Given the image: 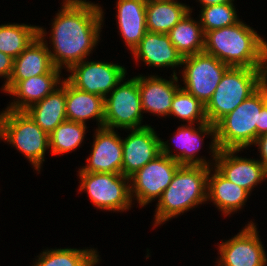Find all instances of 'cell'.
I'll list each match as a JSON object with an SVG mask.
<instances>
[{
	"label": "cell",
	"instance_id": "obj_8",
	"mask_svg": "<svg viewBox=\"0 0 267 266\" xmlns=\"http://www.w3.org/2000/svg\"><path fill=\"white\" fill-rule=\"evenodd\" d=\"M109 97V98H108ZM142 103L138 80L133 77L121 82L104 98V127L107 129H137L141 125Z\"/></svg>",
	"mask_w": 267,
	"mask_h": 266
},
{
	"label": "cell",
	"instance_id": "obj_5",
	"mask_svg": "<svg viewBox=\"0 0 267 266\" xmlns=\"http://www.w3.org/2000/svg\"><path fill=\"white\" fill-rule=\"evenodd\" d=\"M267 80V68L230 67L205 105L209 123L216 125Z\"/></svg>",
	"mask_w": 267,
	"mask_h": 266
},
{
	"label": "cell",
	"instance_id": "obj_19",
	"mask_svg": "<svg viewBox=\"0 0 267 266\" xmlns=\"http://www.w3.org/2000/svg\"><path fill=\"white\" fill-rule=\"evenodd\" d=\"M136 61L154 67H182L183 57L178 53L168 34L147 31L131 52Z\"/></svg>",
	"mask_w": 267,
	"mask_h": 266
},
{
	"label": "cell",
	"instance_id": "obj_28",
	"mask_svg": "<svg viewBox=\"0 0 267 266\" xmlns=\"http://www.w3.org/2000/svg\"><path fill=\"white\" fill-rule=\"evenodd\" d=\"M38 35L39 26L2 24L0 25V51L15 59Z\"/></svg>",
	"mask_w": 267,
	"mask_h": 266
},
{
	"label": "cell",
	"instance_id": "obj_21",
	"mask_svg": "<svg viewBox=\"0 0 267 266\" xmlns=\"http://www.w3.org/2000/svg\"><path fill=\"white\" fill-rule=\"evenodd\" d=\"M146 3L147 0H118L116 4L118 29L131 52L147 32Z\"/></svg>",
	"mask_w": 267,
	"mask_h": 266
},
{
	"label": "cell",
	"instance_id": "obj_17",
	"mask_svg": "<svg viewBox=\"0 0 267 266\" xmlns=\"http://www.w3.org/2000/svg\"><path fill=\"white\" fill-rule=\"evenodd\" d=\"M94 137L91 155L86 159L87 166L79 169V172L122 174L121 137L114 130L105 127L97 128Z\"/></svg>",
	"mask_w": 267,
	"mask_h": 266
},
{
	"label": "cell",
	"instance_id": "obj_18",
	"mask_svg": "<svg viewBox=\"0 0 267 266\" xmlns=\"http://www.w3.org/2000/svg\"><path fill=\"white\" fill-rule=\"evenodd\" d=\"M135 78L138 80L142 110L158 116H169L172 99L176 91L180 88L176 84L178 77L175 70L173 71L171 80H166L155 75L149 77L138 75Z\"/></svg>",
	"mask_w": 267,
	"mask_h": 266
},
{
	"label": "cell",
	"instance_id": "obj_9",
	"mask_svg": "<svg viewBox=\"0 0 267 266\" xmlns=\"http://www.w3.org/2000/svg\"><path fill=\"white\" fill-rule=\"evenodd\" d=\"M181 87L206 105L212 97L224 73L230 68L216 57L205 52L184 57Z\"/></svg>",
	"mask_w": 267,
	"mask_h": 266
},
{
	"label": "cell",
	"instance_id": "obj_35",
	"mask_svg": "<svg viewBox=\"0 0 267 266\" xmlns=\"http://www.w3.org/2000/svg\"><path fill=\"white\" fill-rule=\"evenodd\" d=\"M202 7L204 6H210L215 4H224L228 2H233L234 0H198Z\"/></svg>",
	"mask_w": 267,
	"mask_h": 266
},
{
	"label": "cell",
	"instance_id": "obj_31",
	"mask_svg": "<svg viewBox=\"0 0 267 266\" xmlns=\"http://www.w3.org/2000/svg\"><path fill=\"white\" fill-rule=\"evenodd\" d=\"M200 24L204 34L214 29L231 26L239 21L233 2L201 7Z\"/></svg>",
	"mask_w": 267,
	"mask_h": 266
},
{
	"label": "cell",
	"instance_id": "obj_16",
	"mask_svg": "<svg viewBox=\"0 0 267 266\" xmlns=\"http://www.w3.org/2000/svg\"><path fill=\"white\" fill-rule=\"evenodd\" d=\"M130 132L122 139V174L128 178L160 154L161 140L149 125Z\"/></svg>",
	"mask_w": 267,
	"mask_h": 266
},
{
	"label": "cell",
	"instance_id": "obj_3",
	"mask_svg": "<svg viewBox=\"0 0 267 266\" xmlns=\"http://www.w3.org/2000/svg\"><path fill=\"white\" fill-rule=\"evenodd\" d=\"M209 167L181 165L156 204L154 226L207 201Z\"/></svg>",
	"mask_w": 267,
	"mask_h": 266
},
{
	"label": "cell",
	"instance_id": "obj_32",
	"mask_svg": "<svg viewBox=\"0 0 267 266\" xmlns=\"http://www.w3.org/2000/svg\"><path fill=\"white\" fill-rule=\"evenodd\" d=\"M14 65V58L0 51V77L5 78V84L9 81Z\"/></svg>",
	"mask_w": 267,
	"mask_h": 266
},
{
	"label": "cell",
	"instance_id": "obj_33",
	"mask_svg": "<svg viewBox=\"0 0 267 266\" xmlns=\"http://www.w3.org/2000/svg\"><path fill=\"white\" fill-rule=\"evenodd\" d=\"M254 145H258L260 149L261 160H259L267 168V133L257 137Z\"/></svg>",
	"mask_w": 267,
	"mask_h": 266
},
{
	"label": "cell",
	"instance_id": "obj_7",
	"mask_svg": "<svg viewBox=\"0 0 267 266\" xmlns=\"http://www.w3.org/2000/svg\"><path fill=\"white\" fill-rule=\"evenodd\" d=\"M80 191H86L95 207L108 211H126L132 206L130 178L116 173L79 172Z\"/></svg>",
	"mask_w": 267,
	"mask_h": 266
},
{
	"label": "cell",
	"instance_id": "obj_1",
	"mask_svg": "<svg viewBox=\"0 0 267 266\" xmlns=\"http://www.w3.org/2000/svg\"><path fill=\"white\" fill-rule=\"evenodd\" d=\"M103 10L86 0H64L62 9L53 18L50 50L56 68L67 70L79 63L94 49L100 39Z\"/></svg>",
	"mask_w": 267,
	"mask_h": 266
},
{
	"label": "cell",
	"instance_id": "obj_27",
	"mask_svg": "<svg viewBox=\"0 0 267 266\" xmlns=\"http://www.w3.org/2000/svg\"><path fill=\"white\" fill-rule=\"evenodd\" d=\"M95 249L58 248L45 250L32 266H95L100 260Z\"/></svg>",
	"mask_w": 267,
	"mask_h": 266
},
{
	"label": "cell",
	"instance_id": "obj_15",
	"mask_svg": "<svg viewBox=\"0 0 267 266\" xmlns=\"http://www.w3.org/2000/svg\"><path fill=\"white\" fill-rule=\"evenodd\" d=\"M239 151L240 149L219 150L213 164L228 181L250 193L253 187L266 180L267 168L259 160L235 156Z\"/></svg>",
	"mask_w": 267,
	"mask_h": 266
},
{
	"label": "cell",
	"instance_id": "obj_4",
	"mask_svg": "<svg viewBox=\"0 0 267 266\" xmlns=\"http://www.w3.org/2000/svg\"><path fill=\"white\" fill-rule=\"evenodd\" d=\"M267 103V80L232 112L216 125V142L219 150L245 149L256 141V125L260 111Z\"/></svg>",
	"mask_w": 267,
	"mask_h": 266
},
{
	"label": "cell",
	"instance_id": "obj_29",
	"mask_svg": "<svg viewBox=\"0 0 267 266\" xmlns=\"http://www.w3.org/2000/svg\"><path fill=\"white\" fill-rule=\"evenodd\" d=\"M86 124L66 120L49 134L52 154H63L80 147L86 133Z\"/></svg>",
	"mask_w": 267,
	"mask_h": 266
},
{
	"label": "cell",
	"instance_id": "obj_6",
	"mask_svg": "<svg viewBox=\"0 0 267 266\" xmlns=\"http://www.w3.org/2000/svg\"><path fill=\"white\" fill-rule=\"evenodd\" d=\"M0 139L17 148L40 172L45 151L49 149V135L26 111L6 109L0 113Z\"/></svg>",
	"mask_w": 267,
	"mask_h": 266
},
{
	"label": "cell",
	"instance_id": "obj_30",
	"mask_svg": "<svg viewBox=\"0 0 267 266\" xmlns=\"http://www.w3.org/2000/svg\"><path fill=\"white\" fill-rule=\"evenodd\" d=\"M170 115H174L189 124H203L208 122L205 114V105L183 88H179L173 99Z\"/></svg>",
	"mask_w": 267,
	"mask_h": 266
},
{
	"label": "cell",
	"instance_id": "obj_11",
	"mask_svg": "<svg viewBox=\"0 0 267 266\" xmlns=\"http://www.w3.org/2000/svg\"><path fill=\"white\" fill-rule=\"evenodd\" d=\"M71 75L66 80L75 88L102 96H106L125 79V67L99 61L83 60L72 65L69 69Z\"/></svg>",
	"mask_w": 267,
	"mask_h": 266
},
{
	"label": "cell",
	"instance_id": "obj_13",
	"mask_svg": "<svg viewBox=\"0 0 267 266\" xmlns=\"http://www.w3.org/2000/svg\"><path fill=\"white\" fill-rule=\"evenodd\" d=\"M217 266H266L267 254L255 223L250 221L237 235L218 246Z\"/></svg>",
	"mask_w": 267,
	"mask_h": 266
},
{
	"label": "cell",
	"instance_id": "obj_23",
	"mask_svg": "<svg viewBox=\"0 0 267 266\" xmlns=\"http://www.w3.org/2000/svg\"><path fill=\"white\" fill-rule=\"evenodd\" d=\"M67 120L86 124L87 119H96L98 128L104 127V98L81 91L66 80Z\"/></svg>",
	"mask_w": 267,
	"mask_h": 266
},
{
	"label": "cell",
	"instance_id": "obj_25",
	"mask_svg": "<svg viewBox=\"0 0 267 266\" xmlns=\"http://www.w3.org/2000/svg\"><path fill=\"white\" fill-rule=\"evenodd\" d=\"M189 11V6L176 0H147V31L168 34Z\"/></svg>",
	"mask_w": 267,
	"mask_h": 266
},
{
	"label": "cell",
	"instance_id": "obj_20",
	"mask_svg": "<svg viewBox=\"0 0 267 266\" xmlns=\"http://www.w3.org/2000/svg\"><path fill=\"white\" fill-rule=\"evenodd\" d=\"M61 72H48L39 76H33L20 80L8 93L17 97V101L11 102L6 109L25 111L31 105L41 101L51 94L57 85H61Z\"/></svg>",
	"mask_w": 267,
	"mask_h": 266
},
{
	"label": "cell",
	"instance_id": "obj_2",
	"mask_svg": "<svg viewBox=\"0 0 267 266\" xmlns=\"http://www.w3.org/2000/svg\"><path fill=\"white\" fill-rule=\"evenodd\" d=\"M203 52L230 67L267 68V42L240 20L206 32Z\"/></svg>",
	"mask_w": 267,
	"mask_h": 266
},
{
	"label": "cell",
	"instance_id": "obj_14",
	"mask_svg": "<svg viewBox=\"0 0 267 266\" xmlns=\"http://www.w3.org/2000/svg\"><path fill=\"white\" fill-rule=\"evenodd\" d=\"M45 30L39 27V35L30 45L14 59L13 71L9 81L2 87L8 93L20 80L33 76L47 74L48 72H61L52 62Z\"/></svg>",
	"mask_w": 267,
	"mask_h": 266
},
{
	"label": "cell",
	"instance_id": "obj_34",
	"mask_svg": "<svg viewBox=\"0 0 267 266\" xmlns=\"http://www.w3.org/2000/svg\"><path fill=\"white\" fill-rule=\"evenodd\" d=\"M265 133H267V103L260 111L259 125H256V139Z\"/></svg>",
	"mask_w": 267,
	"mask_h": 266
},
{
	"label": "cell",
	"instance_id": "obj_26",
	"mask_svg": "<svg viewBox=\"0 0 267 266\" xmlns=\"http://www.w3.org/2000/svg\"><path fill=\"white\" fill-rule=\"evenodd\" d=\"M190 12L168 32L170 41L183 58L204 50L205 34L199 19L193 20Z\"/></svg>",
	"mask_w": 267,
	"mask_h": 266
},
{
	"label": "cell",
	"instance_id": "obj_24",
	"mask_svg": "<svg viewBox=\"0 0 267 266\" xmlns=\"http://www.w3.org/2000/svg\"><path fill=\"white\" fill-rule=\"evenodd\" d=\"M65 105L66 79L64 78L61 86L25 111L49 135L59 124L67 120Z\"/></svg>",
	"mask_w": 267,
	"mask_h": 266
},
{
	"label": "cell",
	"instance_id": "obj_22",
	"mask_svg": "<svg viewBox=\"0 0 267 266\" xmlns=\"http://www.w3.org/2000/svg\"><path fill=\"white\" fill-rule=\"evenodd\" d=\"M211 169L209 167L207 178V201H213L219 211L226 216L240 210L250 193L243 187L228 181L216 169L214 174H211Z\"/></svg>",
	"mask_w": 267,
	"mask_h": 266
},
{
	"label": "cell",
	"instance_id": "obj_10",
	"mask_svg": "<svg viewBox=\"0 0 267 266\" xmlns=\"http://www.w3.org/2000/svg\"><path fill=\"white\" fill-rule=\"evenodd\" d=\"M180 166L176 160L160 153L130 177L131 199L136 197L142 207L156 198L159 200Z\"/></svg>",
	"mask_w": 267,
	"mask_h": 266
},
{
	"label": "cell",
	"instance_id": "obj_12",
	"mask_svg": "<svg viewBox=\"0 0 267 266\" xmlns=\"http://www.w3.org/2000/svg\"><path fill=\"white\" fill-rule=\"evenodd\" d=\"M197 126L198 128L196 129L194 128L193 124H182L181 127L177 128V133H175L173 138H171L179 149L177 154H173L172 151H170L168 141L164 142L162 140H160V153L176 160L180 165L212 166L210 165L211 163L205 159L195 156L201 147L203 141L202 137L205 135H210L213 138L210 145V151L213 153L211 156H213L214 159L212 160L215 161L219 151L216 142V127L209 122L197 124Z\"/></svg>",
	"mask_w": 267,
	"mask_h": 266
}]
</instances>
